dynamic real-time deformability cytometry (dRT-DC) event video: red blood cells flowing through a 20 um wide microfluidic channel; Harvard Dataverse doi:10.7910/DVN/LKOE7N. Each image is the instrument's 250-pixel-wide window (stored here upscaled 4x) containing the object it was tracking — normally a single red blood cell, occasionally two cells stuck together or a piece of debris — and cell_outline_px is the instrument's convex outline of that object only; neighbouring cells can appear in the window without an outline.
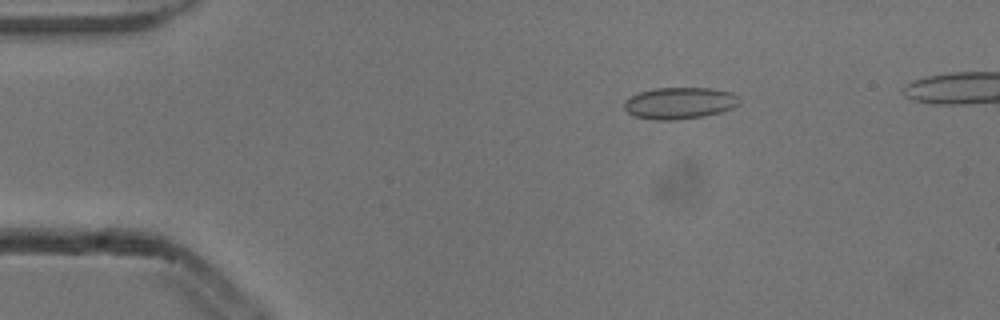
{"species": "common noctule bat (a hibernating species)", "species_latin": "Nyctalus noctula", "temperature_condition": "cold", "stored_images_in_passage": 6, "camera_frame_rate_fps": 3000, "um_per_image_px": 0.085, "animal": {"sex": "male", "body_mass_g": 13.3}, "frame": {"image": 1, "passage_image": 3, "time_ms": 0.667, "image_size_px": [1000, 320], "cell_outline_px": [[740, 104], [732, 108], [720, 112], [704, 116], [676, 120], [656, 120], [636, 116], [628, 112], [624, 108], [624, 100], [640, 92], [656, 88], [712, 88], [732, 92], [740, 96]], "centroid_in_image_um": [57.81, 8.76], "position_along_channel_um": 27.2, "area_um2": 21.33}}
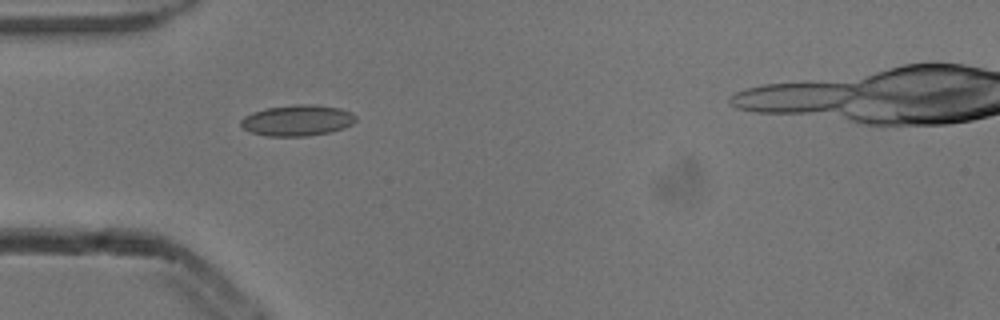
{"frame": {"image": 2, "passage_image": 5, "time_ms": 1.333, "image_size_px": [1000, 320], "cell_outline_px": [[356, 120], [352, 124], [344, 128], [332, 132], [308, 136], [268, 136], [252, 132], [244, 128], [240, 124], [240, 120], [244, 116], [252, 112], [268, 108], [296, 104], [312, 104], [340, 108], [352, 112], [356, 116]], "centroid_in_image_um": [25.3, 10.23], "position_along_channel_um": 59.7, "area_um2": 20.81}}
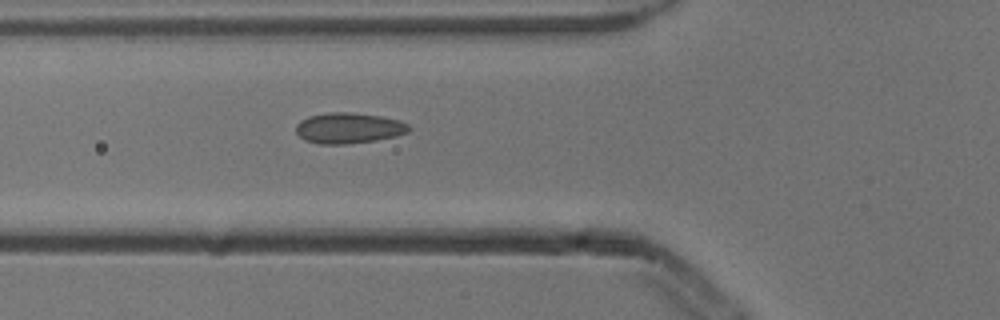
{"frame": {"image": 3, "passage_image": 6, "time_ms": 1.667, "image_size_px": [1000, 320], "cell_outline_px": [[412, 128], [408, 132], [396, 136], [376, 140], [348, 144], [320, 144], [304, 140], [296, 132], [296, 124], [300, 120], [308, 116], [328, 112], [352, 112], [380, 116], [400, 120], [408, 124]], "centroid_in_image_um": [29.64, 10.88], "position_along_channel_um": 96.2, "area_um2": 20.4}}